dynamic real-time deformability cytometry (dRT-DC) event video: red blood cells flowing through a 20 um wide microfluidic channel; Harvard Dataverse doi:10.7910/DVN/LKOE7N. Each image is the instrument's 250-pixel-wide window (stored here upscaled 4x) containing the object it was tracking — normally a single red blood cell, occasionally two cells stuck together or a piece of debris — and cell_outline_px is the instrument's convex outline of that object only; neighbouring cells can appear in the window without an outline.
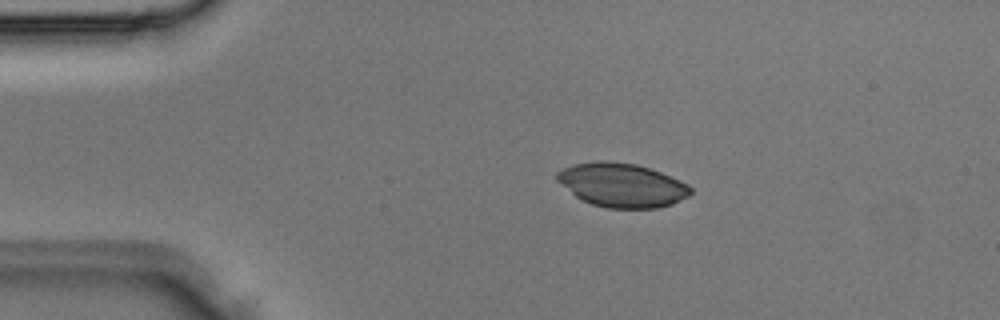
{"species": "Egyptian fruit bat (a non-hibernating species)", "species_latin": "Rousettus aegyptiacus", "temperature_condition": "room temperature", "stored_images_in_passage": 2, "camera_frame_rate_fps": 3000, "um_per_image_px": 0.085, "animal": {"sex": "male"}, "frame": {"image": 1, "passage_image": 1, "time_ms": 0.0, "image_size_px": [1000, 320], "cell_outline_px": [[692, 192], [688, 196], [672, 204], [656, 208], [608, 208], [592, 204], [576, 196], [556, 180], [556, 172], [572, 164], [596, 160], [604, 160], [636, 164], [660, 172], [680, 180], [688, 184], [692, 188]], "centroid_in_image_um": [52.86, 15.72], "position_along_channel_um": 32.1, "area_um2": 34.1}}